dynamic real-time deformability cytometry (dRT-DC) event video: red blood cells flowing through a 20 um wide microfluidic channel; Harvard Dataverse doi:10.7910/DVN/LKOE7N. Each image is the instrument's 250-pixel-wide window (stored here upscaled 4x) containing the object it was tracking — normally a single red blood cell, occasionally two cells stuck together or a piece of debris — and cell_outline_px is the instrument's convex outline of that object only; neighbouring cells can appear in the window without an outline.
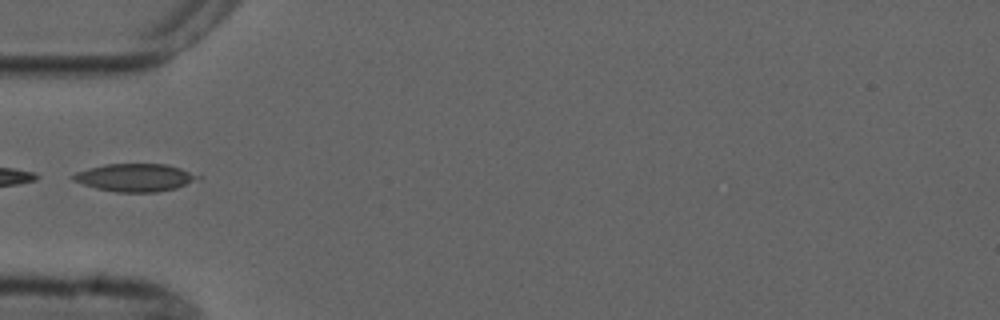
{"species": "common noctule bat (a hibernating species)", "species_latin": "Nyctalus noctula", "temperature_condition": "cold", "stored_images_in_passage": 6, "camera_frame_rate_fps": 3000, "um_per_image_px": 0.085, "animal": {"sex": "male", "forearm_length_mm": 52.5}, "frame": {"image": 1, "passage_image": 5, "time_ms": 5.333, "image_size_px": [1000, 320], "cell_outline_px": [[200, 180], [176, 188], [156, 192], [116, 192], [96, 188], [72, 180], [68, 176], [76, 172], [88, 168], [104, 164], [168, 164], [180, 168], [200, 176]], "centroid_in_image_um": [11.47, 15.09], "position_along_channel_um": 73.5, "area_um2": 20.29}}
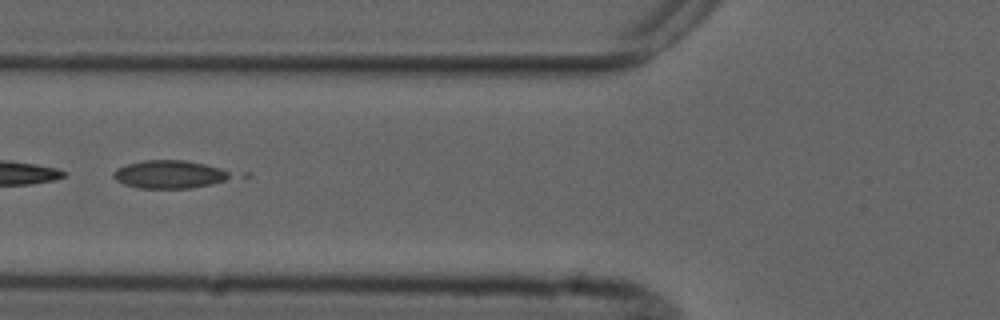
{"frame": {"image": 2, "passage_image": 6, "time_ms": 6.333, "image_size_px": [1000, 320], "cell_outline_px": [[232, 176], [224, 180], [212, 184], [188, 188], [140, 188], [124, 184], [116, 180], [112, 176], [112, 172], [116, 168], [128, 164], [144, 160], [184, 160], [204, 164], [220, 168], [228, 172]], "centroid_in_image_um": [14.35, 14.82], "position_along_channel_um": 111.5, "area_um2": 18.96}}